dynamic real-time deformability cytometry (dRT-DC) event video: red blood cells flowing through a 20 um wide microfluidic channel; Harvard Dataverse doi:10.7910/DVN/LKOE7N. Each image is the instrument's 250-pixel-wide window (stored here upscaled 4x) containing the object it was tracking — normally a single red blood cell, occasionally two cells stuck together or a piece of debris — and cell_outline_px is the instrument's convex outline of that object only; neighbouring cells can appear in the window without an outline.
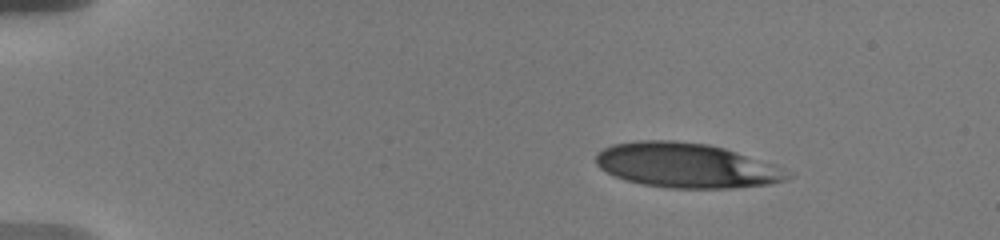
{"species": "human", "species_latin": "Homo sapiens", "temperature_condition": "warm", "stored_images_in_passage": 13, "camera_frame_rate_fps": 3000, "um_per_image_px": 0.085, "donor": {"sex": "male"}, "frame": {"image": 1, "passage_image": 1, "time_ms": 0.0, "image_size_px": [1000, 240], "cell_outline_px": [[796, 176], [788, 180], [768, 184], [736, 188], [668, 188], [640, 184], [624, 180], [600, 168], [596, 164], [596, 152], [612, 144], [636, 140], [676, 140], [708, 144], [724, 148], [776, 164], [796, 172]], "centroid_in_image_um": [58.42, 14.06], "position_along_channel_um": 26.6, "area_um2": 50.81}}
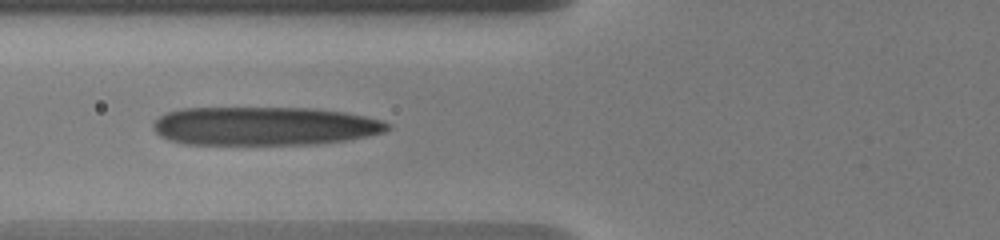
{"frame": {"image": 2, "passage_image": 11, "time_ms": 4.667, "image_size_px": [1000, 240], "cell_outline_px": [[392, 128], [384, 132], [348, 140], [316, 144], [184, 144], [168, 140], [160, 136], [152, 128], [152, 124], [160, 116], [168, 112], [180, 108], [316, 108], [344, 112], [364, 116], [380, 120], [392, 124]], "centroid_in_image_um": [22.48, 10.71], "position_along_channel_um": 103.3, "area_um2": 52.94}}
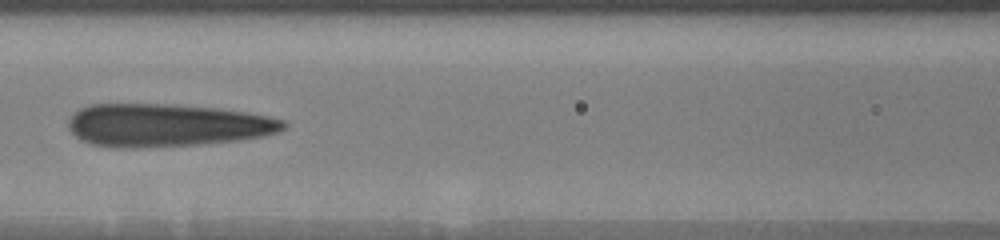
{"frame": {"image": 3, "passage_image": 13, "time_ms": 6.0, "image_size_px": [1000, 240], "cell_outline_px": [[288, 124], [284, 128], [276, 132], [260, 136], [236, 140], [200, 144], [132, 148], [128, 148], [92, 144], [80, 140], [68, 128], [68, 120], [80, 108], [88, 104], [164, 104], [216, 108], [248, 112], [268, 116], [284, 120]], "centroid_in_image_um": [14.15, 10.63], "position_along_channel_um": 152.5, "area_um2": 53.41}}